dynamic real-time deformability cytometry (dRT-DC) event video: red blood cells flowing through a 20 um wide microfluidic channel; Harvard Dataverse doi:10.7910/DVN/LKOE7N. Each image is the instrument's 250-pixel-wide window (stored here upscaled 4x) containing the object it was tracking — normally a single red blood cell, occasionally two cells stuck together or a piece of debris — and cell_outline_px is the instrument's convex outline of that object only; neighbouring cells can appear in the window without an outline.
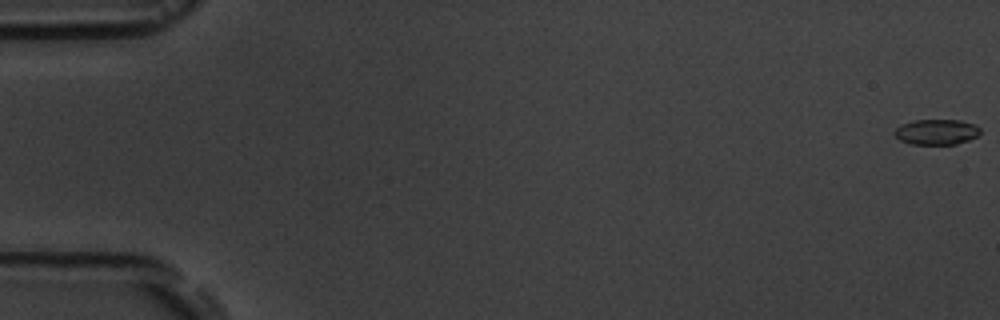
{"species": "common noctule bat (a hibernating species)", "species_latin": "Nyctalus noctula", "temperature_condition": "room temperature", "stored_images_in_passage": 5, "camera_frame_rate_fps": 3000, "um_per_image_px": 0.085, "animal": {"sex": "male", "body_mass_g": 19.5, "forearm_length_mm": 54.6}, "frame": {"image": 1, "passage_image": 1, "time_ms": 0.0, "image_size_px": [1000, 320], "cell_outline_px": [[980, 132], [976, 136], [968, 140], [956, 144], [912, 144], [900, 140], [892, 132], [896, 128], [904, 124], [916, 120], [960, 120], [976, 124], [980, 128]], "centroid_in_image_um": [79.62, 11.21], "position_along_channel_um": 5.4, "area_um2": 12.6}}
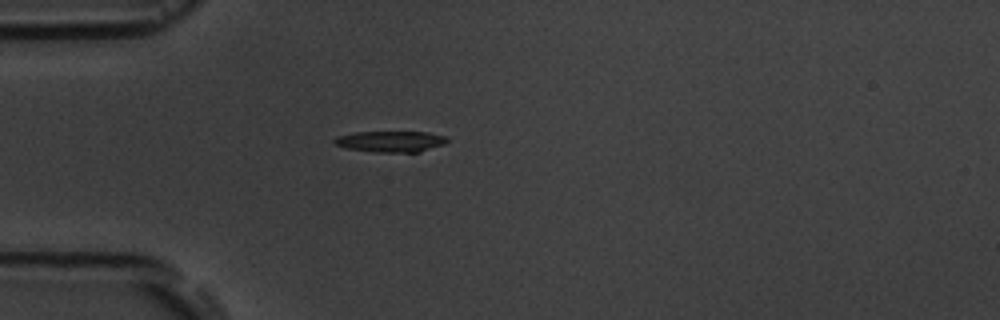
{"frame": {"image": 2, "passage_image": 5, "time_ms": 5.333, "image_size_px": [1000, 320], "cell_outline_px": [[448, 140], [444, 144], [420, 152], [376, 152], [344, 148], [336, 144], [332, 140], [336, 136], [356, 132], [428, 132], [448, 136]], "centroid_in_image_um": [33.21, 12.02], "position_along_channel_um": 51.8, "area_um2": 13.93}}